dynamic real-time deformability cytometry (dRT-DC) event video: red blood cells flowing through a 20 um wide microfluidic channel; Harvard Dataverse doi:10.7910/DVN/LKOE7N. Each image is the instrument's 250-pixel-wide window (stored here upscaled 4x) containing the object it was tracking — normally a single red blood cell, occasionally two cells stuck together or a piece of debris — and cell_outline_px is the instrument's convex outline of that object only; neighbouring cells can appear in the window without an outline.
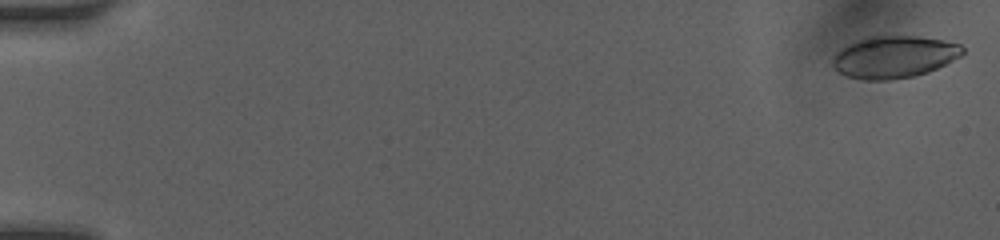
{"species": "human", "species_latin": "Homo sapiens", "temperature_condition": "room temperature", "stored_images_in_passage": 50, "camera_frame_rate_fps": 3000, "um_per_image_px": 0.085, "donor": {"sex": "female"}, "frame": {"image": 1, "passage_image": 1, "time_ms": 0.0, "image_size_px": [1000, 240], "cell_outline_px": [[964, 52], [960, 56], [928, 72], [912, 76], [888, 80], [864, 80], [848, 76], [840, 72], [832, 64], [832, 56], [840, 48], [864, 36], [916, 36], [944, 40], [960, 44], [964, 48]], "centroid_in_image_um": [75.97, 4.82], "position_along_channel_um": 9.0, "area_um2": 31.85}}
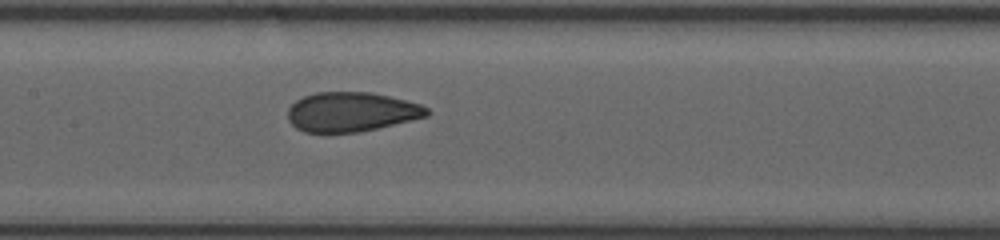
{"frame": {"image": 2, "passage_image": 26, "time_ms": 8.333, "image_size_px": [1000, 240], "cell_outline_px": [[432, 112], [428, 116], [412, 120], [360, 132], [304, 132], [296, 128], [288, 120], [288, 108], [296, 100], [304, 96], [316, 92], [372, 92], [420, 104], [428, 108]], "centroid_in_image_um": [29.87, 9.51], "position_along_channel_um": 177.5, "area_um2": 32.02}}
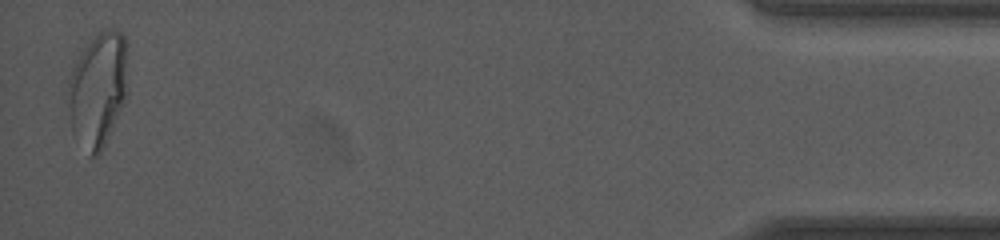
{"frame": {"image": 3, "passage_image": 50, "time_ms": 16.333, "image_size_px": [1000, 240], "cell_outline_px": [[128, 92], [124, 104], [104, 148], [96, 156], [88, 156], [72, 132], [68, 116], [68, 80], [72, 68], [76, 60], [96, 32], [104, 28], [116, 28], [124, 32], [128, 44]], "centroid_in_image_um": [8.36, 7.57], "position_along_channel_um": 426.8, "area_um2": 41.44}, "authors_computed_cell_mechanics": {"area_um2": 32.8304, "velocity_mm_per_s": 4.1122, "shape_relaxation_time_tau1_ms": null, "shape_relaxation_time_tau2_ms": 0.8466, "deformation_change_tau1": null, "deformation_change_tau2": 0.0692}}